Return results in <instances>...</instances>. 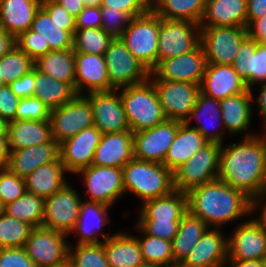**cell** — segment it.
I'll use <instances>...</instances> for the list:
<instances>
[{"instance_id": "cell-1", "label": "cell", "mask_w": 266, "mask_h": 267, "mask_svg": "<svg viewBox=\"0 0 266 267\" xmlns=\"http://www.w3.org/2000/svg\"><path fill=\"white\" fill-rule=\"evenodd\" d=\"M262 134L246 133L230 145H221L218 179L243 191L252 200L266 185V130Z\"/></svg>"}, {"instance_id": "cell-2", "label": "cell", "mask_w": 266, "mask_h": 267, "mask_svg": "<svg viewBox=\"0 0 266 267\" xmlns=\"http://www.w3.org/2000/svg\"><path fill=\"white\" fill-rule=\"evenodd\" d=\"M187 208L213 229L253 213L252 199L219 179L190 189L187 192Z\"/></svg>"}, {"instance_id": "cell-3", "label": "cell", "mask_w": 266, "mask_h": 267, "mask_svg": "<svg viewBox=\"0 0 266 267\" xmlns=\"http://www.w3.org/2000/svg\"><path fill=\"white\" fill-rule=\"evenodd\" d=\"M122 170L124 191L134 193L143 203L174 190L173 173L163 164L133 158Z\"/></svg>"}, {"instance_id": "cell-4", "label": "cell", "mask_w": 266, "mask_h": 267, "mask_svg": "<svg viewBox=\"0 0 266 267\" xmlns=\"http://www.w3.org/2000/svg\"><path fill=\"white\" fill-rule=\"evenodd\" d=\"M119 89L126 119L133 133L150 129L167 119L150 80Z\"/></svg>"}, {"instance_id": "cell-5", "label": "cell", "mask_w": 266, "mask_h": 267, "mask_svg": "<svg viewBox=\"0 0 266 267\" xmlns=\"http://www.w3.org/2000/svg\"><path fill=\"white\" fill-rule=\"evenodd\" d=\"M160 16L152 10L134 17L120 39L127 49L151 72L157 66Z\"/></svg>"}, {"instance_id": "cell-6", "label": "cell", "mask_w": 266, "mask_h": 267, "mask_svg": "<svg viewBox=\"0 0 266 267\" xmlns=\"http://www.w3.org/2000/svg\"><path fill=\"white\" fill-rule=\"evenodd\" d=\"M221 144L208 142L173 172L174 190L190 189L218 179Z\"/></svg>"}, {"instance_id": "cell-7", "label": "cell", "mask_w": 266, "mask_h": 267, "mask_svg": "<svg viewBox=\"0 0 266 267\" xmlns=\"http://www.w3.org/2000/svg\"><path fill=\"white\" fill-rule=\"evenodd\" d=\"M104 58L110 90L138 85L149 80L151 72L127 49L120 38H113Z\"/></svg>"}, {"instance_id": "cell-8", "label": "cell", "mask_w": 266, "mask_h": 267, "mask_svg": "<svg viewBox=\"0 0 266 267\" xmlns=\"http://www.w3.org/2000/svg\"><path fill=\"white\" fill-rule=\"evenodd\" d=\"M67 234L43 226L33 227L24 246L36 267H56L68 262Z\"/></svg>"}, {"instance_id": "cell-9", "label": "cell", "mask_w": 266, "mask_h": 267, "mask_svg": "<svg viewBox=\"0 0 266 267\" xmlns=\"http://www.w3.org/2000/svg\"><path fill=\"white\" fill-rule=\"evenodd\" d=\"M199 45L200 25L198 23L160 17L157 65L162 60L187 54Z\"/></svg>"}, {"instance_id": "cell-10", "label": "cell", "mask_w": 266, "mask_h": 267, "mask_svg": "<svg viewBox=\"0 0 266 267\" xmlns=\"http://www.w3.org/2000/svg\"><path fill=\"white\" fill-rule=\"evenodd\" d=\"M247 36V27H200V44L207 63L233 65L240 44Z\"/></svg>"}, {"instance_id": "cell-11", "label": "cell", "mask_w": 266, "mask_h": 267, "mask_svg": "<svg viewBox=\"0 0 266 267\" xmlns=\"http://www.w3.org/2000/svg\"><path fill=\"white\" fill-rule=\"evenodd\" d=\"M49 121L52 138L60 144L94 125L90 102L84 95H77L70 102L51 110Z\"/></svg>"}, {"instance_id": "cell-12", "label": "cell", "mask_w": 266, "mask_h": 267, "mask_svg": "<svg viewBox=\"0 0 266 267\" xmlns=\"http://www.w3.org/2000/svg\"><path fill=\"white\" fill-rule=\"evenodd\" d=\"M150 81L166 118L185 122L195 107L200 85L182 81Z\"/></svg>"}, {"instance_id": "cell-13", "label": "cell", "mask_w": 266, "mask_h": 267, "mask_svg": "<svg viewBox=\"0 0 266 267\" xmlns=\"http://www.w3.org/2000/svg\"><path fill=\"white\" fill-rule=\"evenodd\" d=\"M67 183L61 190L45 199L42 226L68 236L74 230L82 200L76 189Z\"/></svg>"}, {"instance_id": "cell-14", "label": "cell", "mask_w": 266, "mask_h": 267, "mask_svg": "<svg viewBox=\"0 0 266 267\" xmlns=\"http://www.w3.org/2000/svg\"><path fill=\"white\" fill-rule=\"evenodd\" d=\"M181 123L166 119L150 129L133 133L134 158L162 164Z\"/></svg>"}, {"instance_id": "cell-15", "label": "cell", "mask_w": 266, "mask_h": 267, "mask_svg": "<svg viewBox=\"0 0 266 267\" xmlns=\"http://www.w3.org/2000/svg\"><path fill=\"white\" fill-rule=\"evenodd\" d=\"M201 44L193 51L162 60L150 73L149 80L182 81L199 84L207 67Z\"/></svg>"}, {"instance_id": "cell-16", "label": "cell", "mask_w": 266, "mask_h": 267, "mask_svg": "<svg viewBox=\"0 0 266 267\" xmlns=\"http://www.w3.org/2000/svg\"><path fill=\"white\" fill-rule=\"evenodd\" d=\"M84 177L88 198L94 202H101L108 206L125 194L123 185V170L121 168L90 165L79 170L75 175Z\"/></svg>"}, {"instance_id": "cell-17", "label": "cell", "mask_w": 266, "mask_h": 267, "mask_svg": "<svg viewBox=\"0 0 266 267\" xmlns=\"http://www.w3.org/2000/svg\"><path fill=\"white\" fill-rule=\"evenodd\" d=\"M266 258V229L256 220L243 221L228 237V260L247 261Z\"/></svg>"}, {"instance_id": "cell-18", "label": "cell", "mask_w": 266, "mask_h": 267, "mask_svg": "<svg viewBox=\"0 0 266 267\" xmlns=\"http://www.w3.org/2000/svg\"><path fill=\"white\" fill-rule=\"evenodd\" d=\"M119 91L120 89L91 92L84 96L90 102L94 125L102 134L130 130Z\"/></svg>"}, {"instance_id": "cell-19", "label": "cell", "mask_w": 266, "mask_h": 267, "mask_svg": "<svg viewBox=\"0 0 266 267\" xmlns=\"http://www.w3.org/2000/svg\"><path fill=\"white\" fill-rule=\"evenodd\" d=\"M101 136L102 132L93 125L59 144V157L67 173L76 174L92 165Z\"/></svg>"}, {"instance_id": "cell-20", "label": "cell", "mask_w": 266, "mask_h": 267, "mask_svg": "<svg viewBox=\"0 0 266 267\" xmlns=\"http://www.w3.org/2000/svg\"><path fill=\"white\" fill-rule=\"evenodd\" d=\"M251 91L245 80L234 70L233 65L207 64L200 83V92L215 100Z\"/></svg>"}, {"instance_id": "cell-21", "label": "cell", "mask_w": 266, "mask_h": 267, "mask_svg": "<svg viewBox=\"0 0 266 267\" xmlns=\"http://www.w3.org/2000/svg\"><path fill=\"white\" fill-rule=\"evenodd\" d=\"M222 232L221 229L209 228L182 263L188 267H225L228 238Z\"/></svg>"}, {"instance_id": "cell-22", "label": "cell", "mask_w": 266, "mask_h": 267, "mask_svg": "<svg viewBox=\"0 0 266 267\" xmlns=\"http://www.w3.org/2000/svg\"><path fill=\"white\" fill-rule=\"evenodd\" d=\"M75 58V91L78 95L110 91V81L104 55L74 52Z\"/></svg>"}, {"instance_id": "cell-23", "label": "cell", "mask_w": 266, "mask_h": 267, "mask_svg": "<svg viewBox=\"0 0 266 267\" xmlns=\"http://www.w3.org/2000/svg\"><path fill=\"white\" fill-rule=\"evenodd\" d=\"M233 67L251 91L257 83L266 82V44L248 35L240 44Z\"/></svg>"}, {"instance_id": "cell-24", "label": "cell", "mask_w": 266, "mask_h": 267, "mask_svg": "<svg viewBox=\"0 0 266 267\" xmlns=\"http://www.w3.org/2000/svg\"><path fill=\"white\" fill-rule=\"evenodd\" d=\"M110 206L94 201L81 202L78 221L74 230L71 232L78 234V244H98L102 241L99 239V234L104 240L113 236L103 232V227L109 224L110 218L108 210Z\"/></svg>"}, {"instance_id": "cell-25", "label": "cell", "mask_w": 266, "mask_h": 267, "mask_svg": "<svg viewBox=\"0 0 266 267\" xmlns=\"http://www.w3.org/2000/svg\"><path fill=\"white\" fill-rule=\"evenodd\" d=\"M134 158L133 132L102 134L96 147L92 164L123 168Z\"/></svg>"}, {"instance_id": "cell-26", "label": "cell", "mask_w": 266, "mask_h": 267, "mask_svg": "<svg viewBox=\"0 0 266 267\" xmlns=\"http://www.w3.org/2000/svg\"><path fill=\"white\" fill-rule=\"evenodd\" d=\"M59 157V144L52 138L49 142L22 149L10 150L7 168L22 179L42 165Z\"/></svg>"}, {"instance_id": "cell-27", "label": "cell", "mask_w": 266, "mask_h": 267, "mask_svg": "<svg viewBox=\"0 0 266 267\" xmlns=\"http://www.w3.org/2000/svg\"><path fill=\"white\" fill-rule=\"evenodd\" d=\"M200 27H247V0H206Z\"/></svg>"}, {"instance_id": "cell-28", "label": "cell", "mask_w": 266, "mask_h": 267, "mask_svg": "<svg viewBox=\"0 0 266 267\" xmlns=\"http://www.w3.org/2000/svg\"><path fill=\"white\" fill-rule=\"evenodd\" d=\"M42 0H0V27L17 38L31 28Z\"/></svg>"}, {"instance_id": "cell-29", "label": "cell", "mask_w": 266, "mask_h": 267, "mask_svg": "<svg viewBox=\"0 0 266 267\" xmlns=\"http://www.w3.org/2000/svg\"><path fill=\"white\" fill-rule=\"evenodd\" d=\"M139 211L138 221H180L188 211L187 193L173 190L168 195L145 201Z\"/></svg>"}, {"instance_id": "cell-30", "label": "cell", "mask_w": 266, "mask_h": 267, "mask_svg": "<svg viewBox=\"0 0 266 267\" xmlns=\"http://www.w3.org/2000/svg\"><path fill=\"white\" fill-rule=\"evenodd\" d=\"M207 143L195 128L182 122L162 164L173 173Z\"/></svg>"}, {"instance_id": "cell-31", "label": "cell", "mask_w": 266, "mask_h": 267, "mask_svg": "<svg viewBox=\"0 0 266 267\" xmlns=\"http://www.w3.org/2000/svg\"><path fill=\"white\" fill-rule=\"evenodd\" d=\"M7 139L10 150L47 143L52 139L50 121H11L8 123Z\"/></svg>"}, {"instance_id": "cell-32", "label": "cell", "mask_w": 266, "mask_h": 267, "mask_svg": "<svg viewBox=\"0 0 266 267\" xmlns=\"http://www.w3.org/2000/svg\"><path fill=\"white\" fill-rule=\"evenodd\" d=\"M202 115L206 118L208 116L211 122L209 121L207 123H204L205 121H203L202 123L195 125L193 128H195L208 142L218 143L222 145L223 144L222 140H224L223 135L225 133V131H222V130H225V128H224L223 119H222L220 101L215 100L214 98L207 97L206 95L200 92L198 94L195 107L191 111L185 123L191 127V121L195 119L196 122L199 123V121H202L200 120L202 118L201 117ZM217 122H219L218 125L223 126V128L221 127L217 131L213 129V132H212L211 131L212 129L210 130V127H212Z\"/></svg>"}, {"instance_id": "cell-33", "label": "cell", "mask_w": 266, "mask_h": 267, "mask_svg": "<svg viewBox=\"0 0 266 267\" xmlns=\"http://www.w3.org/2000/svg\"><path fill=\"white\" fill-rule=\"evenodd\" d=\"M66 172L60 157L39 166L25 178L26 191L46 199L67 184V179L64 178Z\"/></svg>"}, {"instance_id": "cell-34", "label": "cell", "mask_w": 266, "mask_h": 267, "mask_svg": "<svg viewBox=\"0 0 266 267\" xmlns=\"http://www.w3.org/2000/svg\"><path fill=\"white\" fill-rule=\"evenodd\" d=\"M107 261L111 267H136L144 263L137 238L117 232L103 241Z\"/></svg>"}, {"instance_id": "cell-35", "label": "cell", "mask_w": 266, "mask_h": 267, "mask_svg": "<svg viewBox=\"0 0 266 267\" xmlns=\"http://www.w3.org/2000/svg\"><path fill=\"white\" fill-rule=\"evenodd\" d=\"M252 91H245L220 100L224 128L229 134H240L250 127L252 113Z\"/></svg>"}, {"instance_id": "cell-36", "label": "cell", "mask_w": 266, "mask_h": 267, "mask_svg": "<svg viewBox=\"0 0 266 267\" xmlns=\"http://www.w3.org/2000/svg\"><path fill=\"white\" fill-rule=\"evenodd\" d=\"M77 95L71 84L55 80L35 68L34 96L40 99L50 110L63 106Z\"/></svg>"}, {"instance_id": "cell-37", "label": "cell", "mask_w": 266, "mask_h": 267, "mask_svg": "<svg viewBox=\"0 0 266 267\" xmlns=\"http://www.w3.org/2000/svg\"><path fill=\"white\" fill-rule=\"evenodd\" d=\"M208 229V225L203 220L187 211L182 216L177 234L172 240L174 261L182 262Z\"/></svg>"}, {"instance_id": "cell-38", "label": "cell", "mask_w": 266, "mask_h": 267, "mask_svg": "<svg viewBox=\"0 0 266 267\" xmlns=\"http://www.w3.org/2000/svg\"><path fill=\"white\" fill-rule=\"evenodd\" d=\"M34 67L55 80L71 84L75 88L74 50H53L34 61Z\"/></svg>"}, {"instance_id": "cell-39", "label": "cell", "mask_w": 266, "mask_h": 267, "mask_svg": "<svg viewBox=\"0 0 266 267\" xmlns=\"http://www.w3.org/2000/svg\"><path fill=\"white\" fill-rule=\"evenodd\" d=\"M30 29L38 33L44 47H50L52 51L73 49V36L61 29L42 7L36 12Z\"/></svg>"}, {"instance_id": "cell-40", "label": "cell", "mask_w": 266, "mask_h": 267, "mask_svg": "<svg viewBox=\"0 0 266 267\" xmlns=\"http://www.w3.org/2000/svg\"><path fill=\"white\" fill-rule=\"evenodd\" d=\"M206 0H160L152 11L162 19L200 23Z\"/></svg>"}, {"instance_id": "cell-41", "label": "cell", "mask_w": 266, "mask_h": 267, "mask_svg": "<svg viewBox=\"0 0 266 267\" xmlns=\"http://www.w3.org/2000/svg\"><path fill=\"white\" fill-rule=\"evenodd\" d=\"M44 206L45 199L26 191L17 200L4 205V213L32 227H40L44 217Z\"/></svg>"}, {"instance_id": "cell-42", "label": "cell", "mask_w": 266, "mask_h": 267, "mask_svg": "<svg viewBox=\"0 0 266 267\" xmlns=\"http://www.w3.org/2000/svg\"><path fill=\"white\" fill-rule=\"evenodd\" d=\"M136 228L144 236L143 238L135 236L140 244L144 263L154 264L158 267H168L175 262L171 241L150 236L138 225H136Z\"/></svg>"}, {"instance_id": "cell-43", "label": "cell", "mask_w": 266, "mask_h": 267, "mask_svg": "<svg viewBox=\"0 0 266 267\" xmlns=\"http://www.w3.org/2000/svg\"><path fill=\"white\" fill-rule=\"evenodd\" d=\"M33 68L34 61L17 45L0 58V73L6 85L29 73Z\"/></svg>"}, {"instance_id": "cell-44", "label": "cell", "mask_w": 266, "mask_h": 267, "mask_svg": "<svg viewBox=\"0 0 266 267\" xmlns=\"http://www.w3.org/2000/svg\"><path fill=\"white\" fill-rule=\"evenodd\" d=\"M113 37L102 28L76 29L73 35V50L81 53L104 55Z\"/></svg>"}, {"instance_id": "cell-45", "label": "cell", "mask_w": 266, "mask_h": 267, "mask_svg": "<svg viewBox=\"0 0 266 267\" xmlns=\"http://www.w3.org/2000/svg\"><path fill=\"white\" fill-rule=\"evenodd\" d=\"M32 226L9 216L0 215V248H22L25 246Z\"/></svg>"}, {"instance_id": "cell-46", "label": "cell", "mask_w": 266, "mask_h": 267, "mask_svg": "<svg viewBox=\"0 0 266 267\" xmlns=\"http://www.w3.org/2000/svg\"><path fill=\"white\" fill-rule=\"evenodd\" d=\"M68 261L72 267H111L107 261L103 241L98 244L69 245Z\"/></svg>"}, {"instance_id": "cell-47", "label": "cell", "mask_w": 266, "mask_h": 267, "mask_svg": "<svg viewBox=\"0 0 266 267\" xmlns=\"http://www.w3.org/2000/svg\"><path fill=\"white\" fill-rule=\"evenodd\" d=\"M25 192V179L12 173L8 168H0V200L3 205L17 200Z\"/></svg>"}, {"instance_id": "cell-48", "label": "cell", "mask_w": 266, "mask_h": 267, "mask_svg": "<svg viewBox=\"0 0 266 267\" xmlns=\"http://www.w3.org/2000/svg\"><path fill=\"white\" fill-rule=\"evenodd\" d=\"M51 110L35 96L20 99L15 120H49Z\"/></svg>"}, {"instance_id": "cell-49", "label": "cell", "mask_w": 266, "mask_h": 267, "mask_svg": "<svg viewBox=\"0 0 266 267\" xmlns=\"http://www.w3.org/2000/svg\"><path fill=\"white\" fill-rule=\"evenodd\" d=\"M101 12V28L113 38H120L127 29L132 17L126 12L110 9V7H101Z\"/></svg>"}, {"instance_id": "cell-50", "label": "cell", "mask_w": 266, "mask_h": 267, "mask_svg": "<svg viewBox=\"0 0 266 267\" xmlns=\"http://www.w3.org/2000/svg\"><path fill=\"white\" fill-rule=\"evenodd\" d=\"M15 44L33 61L52 51L50 47H44L43 39L31 29H28L15 38Z\"/></svg>"}, {"instance_id": "cell-51", "label": "cell", "mask_w": 266, "mask_h": 267, "mask_svg": "<svg viewBox=\"0 0 266 267\" xmlns=\"http://www.w3.org/2000/svg\"><path fill=\"white\" fill-rule=\"evenodd\" d=\"M41 7L49 14L61 29L68 31L72 36L76 31V20L62 5L54 0H42Z\"/></svg>"}, {"instance_id": "cell-52", "label": "cell", "mask_w": 266, "mask_h": 267, "mask_svg": "<svg viewBox=\"0 0 266 267\" xmlns=\"http://www.w3.org/2000/svg\"><path fill=\"white\" fill-rule=\"evenodd\" d=\"M180 221H138L137 225L148 235L168 241L177 234Z\"/></svg>"}, {"instance_id": "cell-53", "label": "cell", "mask_w": 266, "mask_h": 267, "mask_svg": "<svg viewBox=\"0 0 266 267\" xmlns=\"http://www.w3.org/2000/svg\"><path fill=\"white\" fill-rule=\"evenodd\" d=\"M0 267H36L24 247L0 248Z\"/></svg>"}, {"instance_id": "cell-54", "label": "cell", "mask_w": 266, "mask_h": 267, "mask_svg": "<svg viewBox=\"0 0 266 267\" xmlns=\"http://www.w3.org/2000/svg\"><path fill=\"white\" fill-rule=\"evenodd\" d=\"M19 101L9 85L0 87V117L7 123L15 120Z\"/></svg>"}, {"instance_id": "cell-55", "label": "cell", "mask_w": 266, "mask_h": 267, "mask_svg": "<svg viewBox=\"0 0 266 267\" xmlns=\"http://www.w3.org/2000/svg\"><path fill=\"white\" fill-rule=\"evenodd\" d=\"M100 7H110L128 13L132 18L145 14L148 9L140 0H101Z\"/></svg>"}, {"instance_id": "cell-56", "label": "cell", "mask_w": 266, "mask_h": 267, "mask_svg": "<svg viewBox=\"0 0 266 267\" xmlns=\"http://www.w3.org/2000/svg\"><path fill=\"white\" fill-rule=\"evenodd\" d=\"M76 29L101 28L102 12L101 7H85L75 18Z\"/></svg>"}, {"instance_id": "cell-57", "label": "cell", "mask_w": 266, "mask_h": 267, "mask_svg": "<svg viewBox=\"0 0 266 267\" xmlns=\"http://www.w3.org/2000/svg\"><path fill=\"white\" fill-rule=\"evenodd\" d=\"M35 67L29 73L9 84L19 99L34 96Z\"/></svg>"}, {"instance_id": "cell-58", "label": "cell", "mask_w": 266, "mask_h": 267, "mask_svg": "<svg viewBox=\"0 0 266 267\" xmlns=\"http://www.w3.org/2000/svg\"><path fill=\"white\" fill-rule=\"evenodd\" d=\"M266 15V0H247V27Z\"/></svg>"}, {"instance_id": "cell-59", "label": "cell", "mask_w": 266, "mask_h": 267, "mask_svg": "<svg viewBox=\"0 0 266 267\" xmlns=\"http://www.w3.org/2000/svg\"><path fill=\"white\" fill-rule=\"evenodd\" d=\"M247 29L251 38L258 43L266 44V15L253 21Z\"/></svg>"}, {"instance_id": "cell-60", "label": "cell", "mask_w": 266, "mask_h": 267, "mask_svg": "<svg viewBox=\"0 0 266 267\" xmlns=\"http://www.w3.org/2000/svg\"><path fill=\"white\" fill-rule=\"evenodd\" d=\"M260 86L258 88L259 90V95L258 97L256 98V103H257V106H258V112L259 114L261 115V120H263V128L264 130L266 129V82H263V83H259Z\"/></svg>"}, {"instance_id": "cell-61", "label": "cell", "mask_w": 266, "mask_h": 267, "mask_svg": "<svg viewBox=\"0 0 266 267\" xmlns=\"http://www.w3.org/2000/svg\"><path fill=\"white\" fill-rule=\"evenodd\" d=\"M59 5H62L75 18L85 8L82 0H54Z\"/></svg>"}, {"instance_id": "cell-62", "label": "cell", "mask_w": 266, "mask_h": 267, "mask_svg": "<svg viewBox=\"0 0 266 267\" xmlns=\"http://www.w3.org/2000/svg\"><path fill=\"white\" fill-rule=\"evenodd\" d=\"M15 44V38L0 27V58L5 55Z\"/></svg>"}, {"instance_id": "cell-63", "label": "cell", "mask_w": 266, "mask_h": 267, "mask_svg": "<svg viewBox=\"0 0 266 267\" xmlns=\"http://www.w3.org/2000/svg\"><path fill=\"white\" fill-rule=\"evenodd\" d=\"M10 149L7 136L0 137V168H7L9 163Z\"/></svg>"}, {"instance_id": "cell-64", "label": "cell", "mask_w": 266, "mask_h": 267, "mask_svg": "<svg viewBox=\"0 0 266 267\" xmlns=\"http://www.w3.org/2000/svg\"><path fill=\"white\" fill-rule=\"evenodd\" d=\"M228 267H264L263 260L227 261Z\"/></svg>"}, {"instance_id": "cell-65", "label": "cell", "mask_w": 266, "mask_h": 267, "mask_svg": "<svg viewBox=\"0 0 266 267\" xmlns=\"http://www.w3.org/2000/svg\"><path fill=\"white\" fill-rule=\"evenodd\" d=\"M259 207V208H258ZM261 207V209H260ZM260 209L259 218H256V220L266 229V200L262 206L260 205H252V212L255 213L256 210ZM255 210V211H254Z\"/></svg>"}, {"instance_id": "cell-66", "label": "cell", "mask_w": 266, "mask_h": 267, "mask_svg": "<svg viewBox=\"0 0 266 267\" xmlns=\"http://www.w3.org/2000/svg\"><path fill=\"white\" fill-rule=\"evenodd\" d=\"M264 199L266 200V185H265L263 193L260 196L252 200V205H262V202H264Z\"/></svg>"}, {"instance_id": "cell-67", "label": "cell", "mask_w": 266, "mask_h": 267, "mask_svg": "<svg viewBox=\"0 0 266 267\" xmlns=\"http://www.w3.org/2000/svg\"><path fill=\"white\" fill-rule=\"evenodd\" d=\"M8 123L0 117V137L7 136Z\"/></svg>"}, {"instance_id": "cell-68", "label": "cell", "mask_w": 266, "mask_h": 267, "mask_svg": "<svg viewBox=\"0 0 266 267\" xmlns=\"http://www.w3.org/2000/svg\"><path fill=\"white\" fill-rule=\"evenodd\" d=\"M140 1L148 10H152L160 0H140Z\"/></svg>"}, {"instance_id": "cell-69", "label": "cell", "mask_w": 266, "mask_h": 267, "mask_svg": "<svg viewBox=\"0 0 266 267\" xmlns=\"http://www.w3.org/2000/svg\"><path fill=\"white\" fill-rule=\"evenodd\" d=\"M82 2L84 3L85 7H98L101 4V0H82Z\"/></svg>"}, {"instance_id": "cell-70", "label": "cell", "mask_w": 266, "mask_h": 267, "mask_svg": "<svg viewBox=\"0 0 266 267\" xmlns=\"http://www.w3.org/2000/svg\"><path fill=\"white\" fill-rule=\"evenodd\" d=\"M168 267H188V266H185L182 262H174Z\"/></svg>"}, {"instance_id": "cell-71", "label": "cell", "mask_w": 266, "mask_h": 267, "mask_svg": "<svg viewBox=\"0 0 266 267\" xmlns=\"http://www.w3.org/2000/svg\"><path fill=\"white\" fill-rule=\"evenodd\" d=\"M136 267H158V266L154 265V264L143 263V264L136 266Z\"/></svg>"}, {"instance_id": "cell-72", "label": "cell", "mask_w": 266, "mask_h": 267, "mask_svg": "<svg viewBox=\"0 0 266 267\" xmlns=\"http://www.w3.org/2000/svg\"><path fill=\"white\" fill-rule=\"evenodd\" d=\"M56 267H72V266H71L70 262L68 261V262L64 263L63 265L56 266Z\"/></svg>"}, {"instance_id": "cell-73", "label": "cell", "mask_w": 266, "mask_h": 267, "mask_svg": "<svg viewBox=\"0 0 266 267\" xmlns=\"http://www.w3.org/2000/svg\"><path fill=\"white\" fill-rule=\"evenodd\" d=\"M4 212V205L2 201L0 200V215Z\"/></svg>"}, {"instance_id": "cell-74", "label": "cell", "mask_w": 266, "mask_h": 267, "mask_svg": "<svg viewBox=\"0 0 266 267\" xmlns=\"http://www.w3.org/2000/svg\"><path fill=\"white\" fill-rule=\"evenodd\" d=\"M5 82L3 81L2 77H1V73H0V87L5 86Z\"/></svg>"}, {"instance_id": "cell-75", "label": "cell", "mask_w": 266, "mask_h": 267, "mask_svg": "<svg viewBox=\"0 0 266 267\" xmlns=\"http://www.w3.org/2000/svg\"><path fill=\"white\" fill-rule=\"evenodd\" d=\"M263 266L266 267V258L263 260Z\"/></svg>"}]
</instances>
